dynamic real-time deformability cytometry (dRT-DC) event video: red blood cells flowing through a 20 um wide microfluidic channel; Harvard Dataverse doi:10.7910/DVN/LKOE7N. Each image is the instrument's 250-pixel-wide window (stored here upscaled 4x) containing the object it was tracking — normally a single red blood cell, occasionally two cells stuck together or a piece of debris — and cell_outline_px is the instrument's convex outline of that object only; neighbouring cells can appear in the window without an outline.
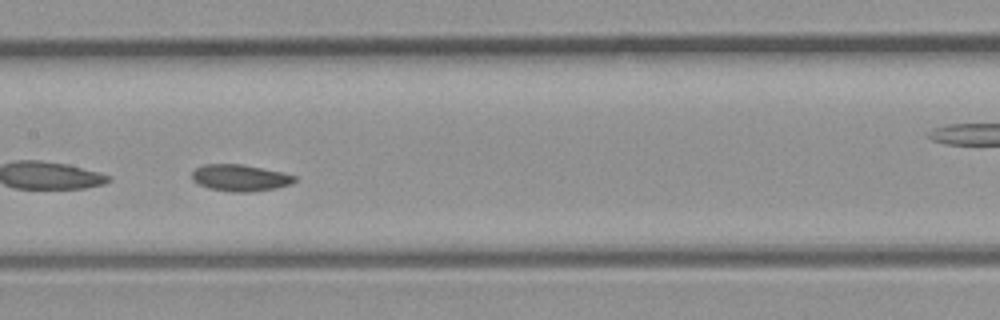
{"species": "common noctule bat (a hibernating species)", "species_latin": "Nyctalus noctula", "temperature_condition": "room temperature", "stored_images_in_passage": 22, "camera_frame_rate_fps": 3000, "um_per_image_px": 0.085, "animal": {"sex": "male", "body_mass_g": 23.1, "forearm_length_mm": 52.7}, "frame": {"image": 1, "passage_image": 7, "time_ms": 2.0, "image_size_px": [1000, 320], "cell_outline_px": [[296, 180], [292, 184], [276, 188], [252, 192], [232, 192], [208, 188], [200, 184], [192, 176], [192, 172], [196, 168], [204, 164], [240, 164], [280, 172], [296, 176]], "centroid_in_image_um": [20.43, 15.12], "position_along_channel_um": 187.0, "area_um2": 15.72}}